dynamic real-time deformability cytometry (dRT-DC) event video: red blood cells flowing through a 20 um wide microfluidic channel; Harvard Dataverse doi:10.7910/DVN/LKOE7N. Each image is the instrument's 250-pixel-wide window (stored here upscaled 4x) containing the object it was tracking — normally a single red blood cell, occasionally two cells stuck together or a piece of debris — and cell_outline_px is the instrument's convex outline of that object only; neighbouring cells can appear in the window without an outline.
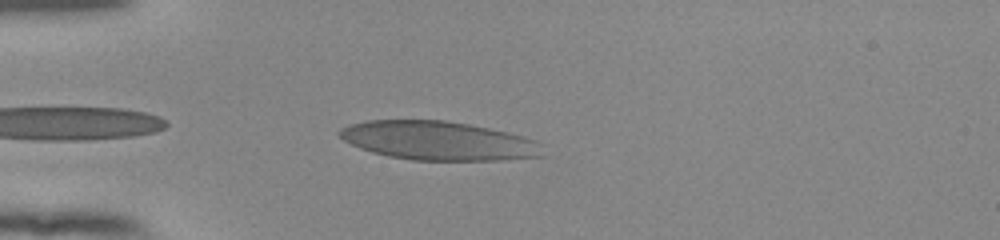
{"species": "human", "species_latin": "Homo sapiens", "temperature_condition": "room temperature", "stored_images_in_passage": 37, "camera_frame_rate_fps": 3000, "um_per_image_px": 0.085, "donor": {"sex": "female"}, "frame": {"image": 1, "passage_image": 2, "time_ms": 0.333, "image_size_px": [1000, 240], "cell_outline_px": [[544, 156], [500, 160], [412, 160], [388, 156], [372, 152], [360, 148], [344, 140], [336, 132], [340, 128], [348, 124], [364, 120], [444, 120], [468, 124], [508, 132], [524, 136], [536, 140], [544, 144]], "centroid_in_image_um": [37.28, 11.96], "position_along_channel_um": 47.7, "area_um2": 46.36}}
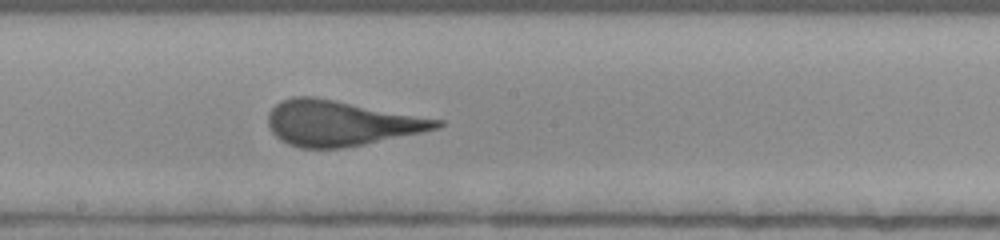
{"frame": {"image": 2, "passage_image": 17, "time_ms": 5.333, "image_size_px": [1000, 240], "cell_outline_px": [[444, 124], [440, 128], [364, 144], [340, 148], [300, 148], [288, 144], [280, 140], [272, 132], [268, 124], [268, 112], [280, 100], [292, 96], [312, 96], [444, 120]], "centroid_in_image_um": [28.93, 10.46], "position_along_channel_um": 219.3, "area_um2": 44.27}}
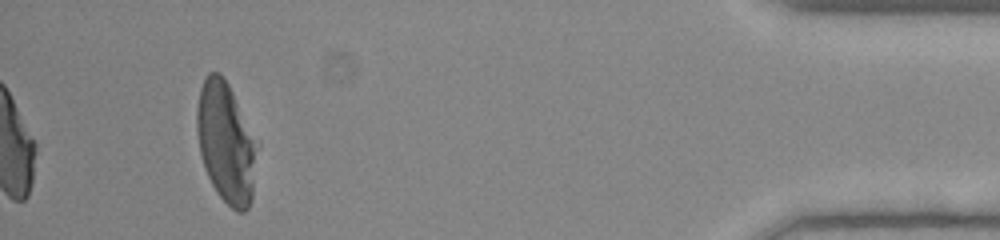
{"frame": {"image": 3, "passage_image": 37, "time_ms": 12.0, "image_size_px": [1000, 240], "cell_outline_px": [[260, 144], [252, 196], [248, 208], [244, 212], [236, 212], [216, 192], [204, 168], [200, 152], [196, 132], [196, 108], [200, 88], [204, 76], [208, 72], [220, 72], [228, 84]], "centroid_in_image_um": [19.23, 12.11], "position_along_channel_um": 416.0, "area_um2": 43.06}, "authors_computed_cell_mechanics": {"area_um2": 43.928, "velocity_mm_per_s": 3.8511, "shape_relaxation_time_tau1_ms": 6.9863, "shape_relaxation_time_tau2_ms": null, "deformation_change_tau1": 0.2509, "deformation_change_tau2": null}}